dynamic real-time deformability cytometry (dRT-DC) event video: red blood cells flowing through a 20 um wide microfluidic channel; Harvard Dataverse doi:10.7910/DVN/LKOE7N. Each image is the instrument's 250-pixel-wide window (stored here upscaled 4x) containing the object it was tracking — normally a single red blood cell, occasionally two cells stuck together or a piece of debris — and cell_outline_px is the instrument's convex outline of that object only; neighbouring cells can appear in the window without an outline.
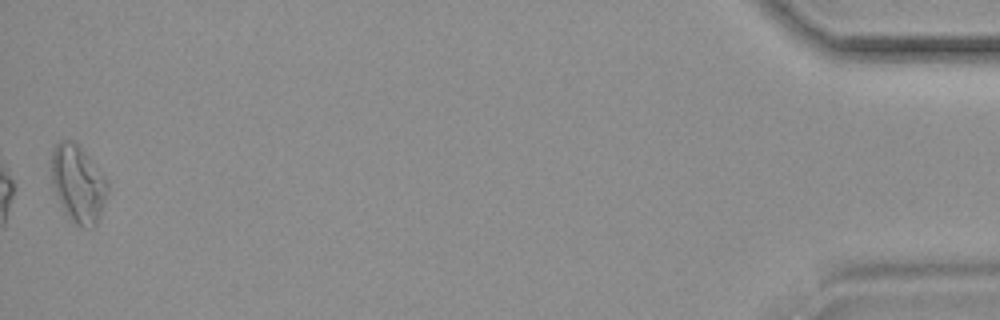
{"species": "common noctule bat (a hibernating species)", "species_latin": "Nyctalus noctula", "temperature_condition": "room temperature", "stored_images_in_passage": 38, "camera_frame_rate_fps": 3000, "um_per_image_px": 0.085, "animal": {"sex": "female", "body_mass_g": 19.9}, "frame": {"image": 1, "passage_image": 38, "time_ms": 12.333, "image_size_px": [1000, 320], "cell_outline_px": [[108, 192], [100, 216], [96, 224], [92, 228], [84, 228], [76, 224], [64, 212], [52, 188], [52, 152], [56, 144], [60, 140], [72, 140], [80, 148], [108, 180]], "centroid_in_image_um": [6.63, 15.65], "position_along_channel_um": 428.6, "area_um2": 25.14}, "authors_computed_cell_mechanics": {"area_um2": 18.4093, "velocity_mm_per_s": 3.7163, "shape_relaxation_time_tau1_ms": null, "shape_relaxation_time_tau2_ms": 4.1457, "deformation_change_tau1": null, "deformation_change_tau2": 0.1284}}